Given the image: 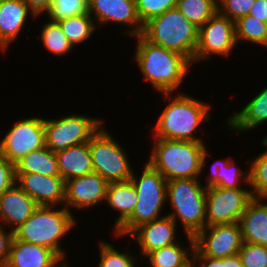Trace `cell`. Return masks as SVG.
I'll return each instance as SVG.
<instances>
[{"label": "cell", "instance_id": "cell-1", "mask_svg": "<svg viewBox=\"0 0 267 267\" xmlns=\"http://www.w3.org/2000/svg\"><path fill=\"white\" fill-rule=\"evenodd\" d=\"M134 37L138 39L134 60L141 74L154 90L163 94L165 101H170L192 63L177 52L152 44L141 34Z\"/></svg>", "mask_w": 267, "mask_h": 267}, {"label": "cell", "instance_id": "cell-2", "mask_svg": "<svg viewBox=\"0 0 267 267\" xmlns=\"http://www.w3.org/2000/svg\"><path fill=\"white\" fill-rule=\"evenodd\" d=\"M147 163L169 181L199 179L209 154L205 142L155 138Z\"/></svg>", "mask_w": 267, "mask_h": 267}, {"label": "cell", "instance_id": "cell-3", "mask_svg": "<svg viewBox=\"0 0 267 267\" xmlns=\"http://www.w3.org/2000/svg\"><path fill=\"white\" fill-rule=\"evenodd\" d=\"M193 97V98H192ZM194 96L177 93L160 113L153 128L154 138L203 142L196 137L201 123L211 119L210 104ZM195 132V133H194Z\"/></svg>", "mask_w": 267, "mask_h": 267}, {"label": "cell", "instance_id": "cell-4", "mask_svg": "<svg viewBox=\"0 0 267 267\" xmlns=\"http://www.w3.org/2000/svg\"><path fill=\"white\" fill-rule=\"evenodd\" d=\"M76 221L73 212L64 206L58 210L53 206H38L28 220L13 231V237L46 247L62 260L66 251L60 245L61 239L68 235Z\"/></svg>", "mask_w": 267, "mask_h": 267}, {"label": "cell", "instance_id": "cell-5", "mask_svg": "<svg viewBox=\"0 0 267 267\" xmlns=\"http://www.w3.org/2000/svg\"><path fill=\"white\" fill-rule=\"evenodd\" d=\"M198 32V27L173 8L146 22L141 35L152 44L177 52L194 63Z\"/></svg>", "mask_w": 267, "mask_h": 267}, {"label": "cell", "instance_id": "cell-6", "mask_svg": "<svg viewBox=\"0 0 267 267\" xmlns=\"http://www.w3.org/2000/svg\"><path fill=\"white\" fill-rule=\"evenodd\" d=\"M141 177L133 171L130 178L137 192V204L131 216L113 233L116 237L130 235L137 227L158 219L167 201V180L148 163Z\"/></svg>", "mask_w": 267, "mask_h": 267}, {"label": "cell", "instance_id": "cell-7", "mask_svg": "<svg viewBox=\"0 0 267 267\" xmlns=\"http://www.w3.org/2000/svg\"><path fill=\"white\" fill-rule=\"evenodd\" d=\"M199 179L167 181V200L173 211L167 214L177 224L181 220L186 235L195 237L206 227V191Z\"/></svg>", "mask_w": 267, "mask_h": 267}, {"label": "cell", "instance_id": "cell-8", "mask_svg": "<svg viewBox=\"0 0 267 267\" xmlns=\"http://www.w3.org/2000/svg\"><path fill=\"white\" fill-rule=\"evenodd\" d=\"M101 127L89 141L93 170L108 183L130 180L133 169L123 147Z\"/></svg>", "mask_w": 267, "mask_h": 267}, {"label": "cell", "instance_id": "cell-9", "mask_svg": "<svg viewBox=\"0 0 267 267\" xmlns=\"http://www.w3.org/2000/svg\"><path fill=\"white\" fill-rule=\"evenodd\" d=\"M98 117L70 114L57 119H44L45 146L54 153L89 142L104 126Z\"/></svg>", "mask_w": 267, "mask_h": 267}, {"label": "cell", "instance_id": "cell-10", "mask_svg": "<svg viewBox=\"0 0 267 267\" xmlns=\"http://www.w3.org/2000/svg\"><path fill=\"white\" fill-rule=\"evenodd\" d=\"M252 199L251 190L246 188L207 187L206 226L239 223Z\"/></svg>", "mask_w": 267, "mask_h": 267}, {"label": "cell", "instance_id": "cell-11", "mask_svg": "<svg viewBox=\"0 0 267 267\" xmlns=\"http://www.w3.org/2000/svg\"><path fill=\"white\" fill-rule=\"evenodd\" d=\"M5 133L0 140V153L14 165L28 153L45 147L44 118H23Z\"/></svg>", "mask_w": 267, "mask_h": 267}, {"label": "cell", "instance_id": "cell-12", "mask_svg": "<svg viewBox=\"0 0 267 267\" xmlns=\"http://www.w3.org/2000/svg\"><path fill=\"white\" fill-rule=\"evenodd\" d=\"M236 45L234 21L217 12L199 28L194 63L211 59V55L230 56Z\"/></svg>", "mask_w": 267, "mask_h": 267}, {"label": "cell", "instance_id": "cell-13", "mask_svg": "<svg viewBox=\"0 0 267 267\" xmlns=\"http://www.w3.org/2000/svg\"><path fill=\"white\" fill-rule=\"evenodd\" d=\"M243 243L239 223L206 226L194 237V247L203 256L217 259L237 255Z\"/></svg>", "mask_w": 267, "mask_h": 267}, {"label": "cell", "instance_id": "cell-14", "mask_svg": "<svg viewBox=\"0 0 267 267\" xmlns=\"http://www.w3.org/2000/svg\"><path fill=\"white\" fill-rule=\"evenodd\" d=\"M88 2V13L94 18L97 26L113 22L128 26V29L123 31L126 36L129 34L134 38L142 33L143 25L137 15L135 0H88Z\"/></svg>", "mask_w": 267, "mask_h": 267}, {"label": "cell", "instance_id": "cell-15", "mask_svg": "<svg viewBox=\"0 0 267 267\" xmlns=\"http://www.w3.org/2000/svg\"><path fill=\"white\" fill-rule=\"evenodd\" d=\"M109 183L96 172L65 181L64 207L80 210L94 207L106 200Z\"/></svg>", "mask_w": 267, "mask_h": 267}, {"label": "cell", "instance_id": "cell-16", "mask_svg": "<svg viewBox=\"0 0 267 267\" xmlns=\"http://www.w3.org/2000/svg\"><path fill=\"white\" fill-rule=\"evenodd\" d=\"M17 185L38 206L64 205L65 181L61 176H45L37 173H16Z\"/></svg>", "mask_w": 267, "mask_h": 267}, {"label": "cell", "instance_id": "cell-17", "mask_svg": "<svg viewBox=\"0 0 267 267\" xmlns=\"http://www.w3.org/2000/svg\"><path fill=\"white\" fill-rule=\"evenodd\" d=\"M177 224L168 216H161L149 223L137 227L129 236L139 244L141 256L146 257L149 253L177 243Z\"/></svg>", "mask_w": 267, "mask_h": 267}, {"label": "cell", "instance_id": "cell-18", "mask_svg": "<svg viewBox=\"0 0 267 267\" xmlns=\"http://www.w3.org/2000/svg\"><path fill=\"white\" fill-rule=\"evenodd\" d=\"M37 207L35 200L15 183L0 196V222L14 231L28 220Z\"/></svg>", "mask_w": 267, "mask_h": 267}, {"label": "cell", "instance_id": "cell-19", "mask_svg": "<svg viewBox=\"0 0 267 267\" xmlns=\"http://www.w3.org/2000/svg\"><path fill=\"white\" fill-rule=\"evenodd\" d=\"M29 14L36 17L23 0L0 1V50L4 54L18 39Z\"/></svg>", "mask_w": 267, "mask_h": 267}, {"label": "cell", "instance_id": "cell-20", "mask_svg": "<svg viewBox=\"0 0 267 267\" xmlns=\"http://www.w3.org/2000/svg\"><path fill=\"white\" fill-rule=\"evenodd\" d=\"M60 261L52 250L13 237L4 267H55Z\"/></svg>", "mask_w": 267, "mask_h": 267}, {"label": "cell", "instance_id": "cell-21", "mask_svg": "<svg viewBox=\"0 0 267 267\" xmlns=\"http://www.w3.org/2000/svg\"><path fill=\"white\" fill-rule=\"evenodd\" d=\"M253 198L239 221L243 242L267 247V202Z\"/></svg>", "mask_w": 267, "mask_h": 267}, {"label": "cell", "instance_id": "cell-22", "mask_svg": "<svg viewBox=\"0 0 267 267\" xmlns=\"http://www.w3.org/2000/svg\"><path fill=\"white\" fill-rule=\"evenodd\" d=\"M55 156L60 176L64 181L94 172L89 142L58 151Z\"/></svg>", "mask_w": 267, "mask_h": 267}, {"label": "cell", "instance_id": "cell-23", "mask_svg": "<svg viewBox=\"0 0 267 267\" xmlns=\"http://www.w3.org/2000/svg\"><path fill=\"white\" fill-rule=\"evenodd\" d=\"M265 122H267V87L251 98L241 111L234 112L227 121L229 129L236 132L250 131Z\"/></svg>", "mask_w": 267, "mask_h": 267}, {"label": "cell", "instance_id": "cell-24", "mask_svg": "<svg viewBox=\"0 0 267 267\" xmlns=\"http://www.w3.org/2000/svg\"><path fill=\"white\" fill-rule=\"evenodd\" d=\"M137 192L131 180L109 183L106 194V203L119 212L115 219L114 232L131 216L137 204Z\"/></svg>", "mask_w": 267, "mask_h": 267}, {"label": "cell", "instance_id": "cell-25", "mask_svg": "<svg viewBox=\"0 0 267 267\" xmlns=\"http://www.w3.org/2000/svg\"><path fill=\"white\" fill-rule=\"evenodd\" d=\"M235 159L227 157L223 160H216L211 164L206 187L219 186L222 188H242L240 182H245L249 186V172L245 173L235 164Z\"/></svg>", "mask_w": 267, "mask_h": 267}, {"label": "cell", "instance_id": "cell-26", "mask_svg": "<svg viewBox=\"0 0 267 267\" xmlns=\"http://www.w3.org/2000/svg\"><path fill=\"white\" fill-rule=\"evenodd\" d=\"M190 250L177 242L173 245L163 247L149 253L146 257L149 259L151 267H190L193 265L194 237L187 235ZM190 252V254H189ZM190 255V257H189ZM190 258V259H189Z\"/></svg>", "mask_w": 267, "mask_h": 267}, {"label": "cell", "instance_id": "cell-27", "mask_svg": "<svg viewBox=\"0 0 267 267\" xmlns=\"http://www.w3.org/2000/svg\"><path fill=\"white\" fill-rule=\"evenodd\" d=\"M16 173H37L60 176L55 153L46 146L28 153L16 165Z\"/></svg>", "mask_w": 267, "mask_h": 267}, {"label": "cell", "instance_id": "cell-28", "mask_svg": "<svg viewBox=\"0 0 267 267\" xmlns=\"http://www.w3.org/2000/svg\"><path fill=\"white\" fill-rule=\"evenodd\" d=\"M57 23L73 47L88 41L87 39L91 38L97 27L89 13L72 16Z\"/></svg>", "mask_w": 267, "mask_h": 267}, {"label": "cell", "instance_id": "cell-29", "mask_svg": "<svg viewBox=\"0 0 267 267\" xmlns=\"http://www.w3.org/2000/svg\"><path fill=\"white\" fill-rule=\"evenodd\" d=\"M176 8L198 28L218 12L217 0H177Z\"/></svg>", "mask_w": 267, "mask_h": 267}, {"label": "cell", "instance_id": "cell-30", "mask_svg": "<svg viewBox=\"0 0 267 267\" xmlns=\"http://www.w3.org/2000/svg\"><path fill=\"white\" fill-rule=\"evenodd\" d=\"M236 41H246L260 44L267 48V23L246 15L237 19L235 22Z\"/></svg>", "mask_w": 267, "mask_h": 267}, {"label": "cell", "instance_id": "cell-31", "mask_svg": "<svg viewBox=\"0 0 267 267\" xmlns=\"http://www.w3.org/2000/svg\"><path fill=\"white\" fill-rule=\"evenodd\" d=\"M262 147H266L265 152L261 153L249 162V187L253 198L267 199V138L261 141Z\"/></svg>", "mask_w": 267, "mask_h": 267}, {"label": "cell", "instance_id": "cell-32", "mask_svg": "<svg viewBox=\"0 0 267 267\" xmlns=\"http://www.w3.org/2000/svg\"><path fill=\"white\" fill-rule=\"evenodd\" d=\"M46 23L41 28L40 39L49 52L56 56H62L74 49L57 22L49 21Z\"/></svg>", "mask_w": 267, "mask_h": 267}, {"label": "cell", "instance_id": "cell-33", "mask_svg": "<svg viewBox=\"0 0 267 267\" xmlns=\"http://www.w3.org/2000/svg\"><path fill=\"white\" fill-rule=\"evenodd\" d=\"M100 260L98 267H136V257L129 253L128 249L125 252H120L115 249V246L105 241L99 242Z\"/></svg>", "mask_w": 267, "mask_h": 267}, {"label": "cell", "instance_id": "cell-34", "mask_svg": "<svg viewBox=\"0 0 267 267\" xmlns=\"http://www.w3.org/2000/svg\"><path fill=\"white\" fill-rule=\"evenodd\" d=\"M88 0H54L51 8L46 13L48 21L60 20L88 13Z\"/></svg>", "mask_w": 267, "mask_h": 267}, {"label": "cell", "instance_id": "cell-35", "mask_svg": "<svg viewBox=\"0 0 267 267\" xmlns=\"http://www.w3.org/2000/svg\"><path fill=\"white\" fill-rule=\"evenodd\" d=\"M136 11L142 25L150 19L176 8L177 0H135Z\"/></svg>", "mask_w": 267, "mask_h": 267}, {"label": "cell", "instance_id": "cell-36", "mask_svg": "<svg viewBox=\"0 0 267 267\" xmlns=\"http://www.w3.org/2000/svg\"><path fill=\"white\" fill-rule=\"evenodd\" d=\"M238 255L242 267H267V247L244 242Z\"/></svg>", "mask_w": 267, "mask_h": 267}, {"label": "cell", "instance_id": "cell-37", "mask_svg": "<svg viewBox=\"0 0 267 267\" xmlns=\"http://www.w3.org/2000/svg\"><path fill=\"white\" fill-rule=\"evenodd\" d=\"M256 0H217L218 13L234 22L249 15Z\"/></svg>", "mask_w": 267, "mask_h": 267}, {"label": "cell", "instance_id": "cell-38", "mask_svg": "<svg viewBox=\"0 0 267 267\" xmlns=\"http://www.w3.org/2000/svg\"><path fill=\"white\" fill-rule=\"evenodd\" d=\"M15 183V165L0 153V196Z\"/></svg>", "mask_w": 267, "mask_h": 267}, {"label": "cell", "instance_id": "cell-39", "mask_svg": "<svg viewBox=\"0 0 267 267\" xmlns=\"http://www.w3.org/2000/svg\"><path fill=\"white\" fill-rule=\"evenodd\" d=\"M13 239V231H5V227L0 223V267L7 264L10 252V245Z\"/></svg>", "mask_w": 267, "mask_h": 267}, {"label": "cell", "instance_id": "cell-40", "mask_svg": "<svg viewBox=\"0 0 267 267\" xmlns=\"http://www.w3.org/2000/svg\"><path fill=\"white\" fill-rule=\"evenodd\" d=\"M192 259L194 267H225L223 265V258L217 259L203 256L195 247L193 249Z\"/></svg>", "mask_w": 267, "mask_h": 267}, {"label": "cell", "instance_id": "cell-41", "mask_svg": "<svg viewBox=\"0 0 267 267\" xmlns=\"http://www.w3.org/2000/svg\"><path fill=\"white\" fill-rule=\"evenodd\" d=\"M27 6L30 8L32 13L36 17L41 16L40 14L47 13L51 8L54 0H23Z\"/></svg>", "mask_w": 267, "mask_h": 267}, {"label": "cell", "instance_id": "cell-42", "mask_svg": "<svg viewBox=\"0 0 267 267\" xmlns=\"http://www.w3.org/2000/svg\"><path fill=\"white\" fill-rule=\"evenodd\" d=\"M249 15L267 23V0H256Z\"/></svg>", "mask_w": 267, "mask_h": 267}, {"label": "cell", "instance_id": "cell-43", "mask_svg": "<svg viewBox=\"0 0 267 267\" xmlns=\"http://www.w3.org/2000/svg\"><path fill=\"white\" fill-rule=\"evenodd\" d=\"M223 265H225V267H242L238 254L223 258Z\"/></svg>", "mask_w": 267, "mask_h": 267}, {"label": "cell", "instance_id": "cell-44", "mask_svg": "<svg viewBox=\"0 0 267 267\" xmlns=\"http://www.w3.org/2000/svg\"><path fill=\"white\" fill-rule=\"evenodd\" d=\"M64 259H62V262L60 261L55 267H69L70 265L65 261ZM61 263V264H60Z\"/></svg>", "mask_w": 267, "mask_h": 267}]
</instances>
